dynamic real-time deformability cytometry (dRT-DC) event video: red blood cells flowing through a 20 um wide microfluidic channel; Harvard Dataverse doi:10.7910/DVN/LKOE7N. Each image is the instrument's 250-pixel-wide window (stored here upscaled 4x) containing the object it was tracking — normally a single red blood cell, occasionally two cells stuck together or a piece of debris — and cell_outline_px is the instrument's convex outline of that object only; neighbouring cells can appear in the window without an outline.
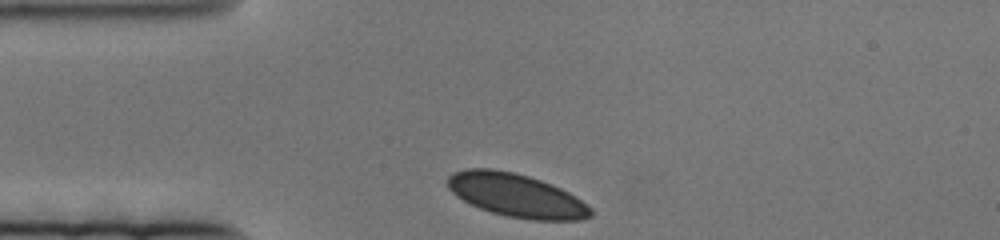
{"species": "human", "species_latin": "Homo sapiens", "temperature_condition": "cold", "stored_images_in_passage": 47, "camera_frame_rate_fps": 3000, "um_per_image_px": 0.085, "donor": {"sex": "female"}, "frame": {"image": 1, "passage_image": 1, "time_ms": 0.0, "image_size_px": [1000, 240], "cell_outline_px": [[592, 216], [580, 220], [532, 220], [508, 216], [492, 212], [480, 208], [456, 196], [448, 188], [444, 180], [452, 172], [464, 168], [492, 168], [512, 172], [528, 176], [552, 184], [576, 196], [592, 208]], "centroid_in_image_um": [43.86, 16.59], "position_along_channel_um": 41.1, "area_um2": 36.3}}
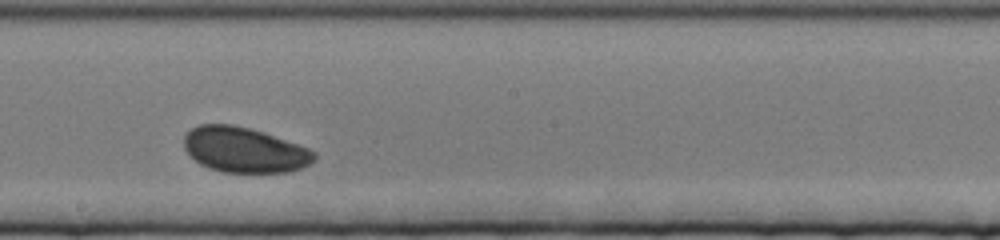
{"frame": {"image": 2, "passage_image": 27, "time_ms": 8.667, "image_size_px": [1000, 240], "cell_outline_px": [[316, 160], [300, 168], [288, 172], [224, 172], [208, 168], [200, 164], [184, 148], [184, 136], [192, 128], [200, 124], [232, 124], [264, 132], [308, 148], [316, 152]], "centroid_in_image_um": [20.77, 12.74], "position_along_channel_um": 227.4, "area_um2": 34.16}}
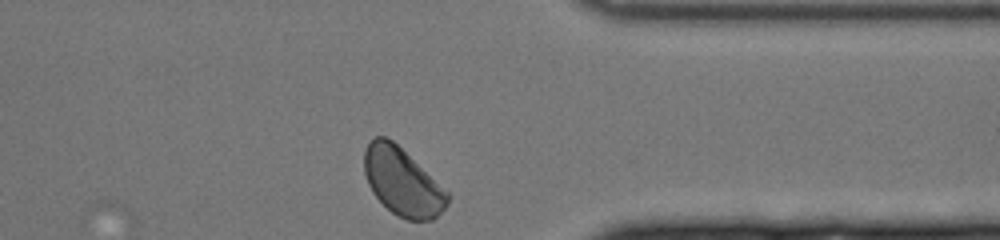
{"frame": {"image": 3, "passage_image": 47, "time_ms": 15.333, "image_size_px": [1000, 240], "cell_outline_px": [[448, 200], [444, 208], [432, 220], [408, 220], [392, 212], [372, 192], [368, 184], [364, 172], [364, 148], [368, 140], [376, 136], [384, 136], [392, 140], [448, 192]], "centroid_in_image_um": [34.15, 15.43], "position_along_channel_um": 377.2, "area_um2": 32.19}}